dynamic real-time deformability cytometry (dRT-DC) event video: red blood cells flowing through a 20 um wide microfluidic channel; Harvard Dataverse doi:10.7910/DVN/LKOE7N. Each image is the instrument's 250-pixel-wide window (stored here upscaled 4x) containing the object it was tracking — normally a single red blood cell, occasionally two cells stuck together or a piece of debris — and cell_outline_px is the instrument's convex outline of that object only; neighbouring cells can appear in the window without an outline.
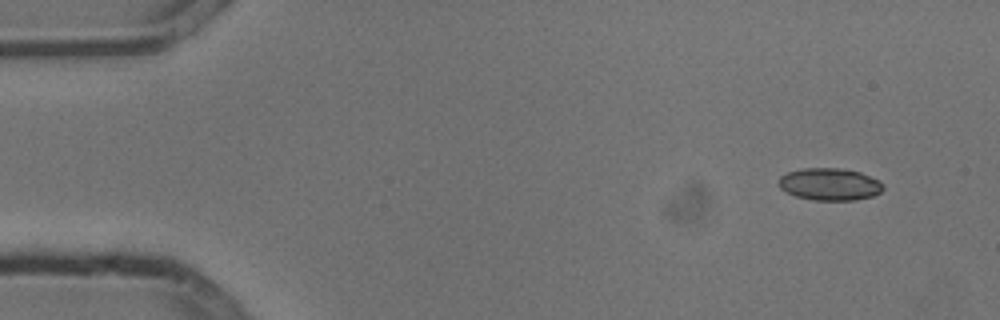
{"species": "common noctule bat (a hibernating species)", "species_latin": "Nyctalus noctula", "temperature_condition": "cold", "stored_images_in_passage": 5, "segment_of_instrument_passage": [1, 2], "camera_frame_rate_fps": 3000, "um_per_image_px": 0.085, "animal": {"sex": "male", "body_mass_g": 13.3}, "frame": {"image": 1, "passage_image": 1, "time_ms": 0.0, "image_size_px": [1000, 320], "cell_outline_px": [[884, 188], [880, 192], [872, 196], [856, 200], [812, 200], [796, 196], [780, 188], [776, 184], [776, 180], [780, 176], [788, 172], [804, 168], [836, 168], [860, 172], [876, 180]], "centroid_in_image_um": [70.45, 15.66], "position_along_channel_um": 14.5, "area_um2": 19.48}}